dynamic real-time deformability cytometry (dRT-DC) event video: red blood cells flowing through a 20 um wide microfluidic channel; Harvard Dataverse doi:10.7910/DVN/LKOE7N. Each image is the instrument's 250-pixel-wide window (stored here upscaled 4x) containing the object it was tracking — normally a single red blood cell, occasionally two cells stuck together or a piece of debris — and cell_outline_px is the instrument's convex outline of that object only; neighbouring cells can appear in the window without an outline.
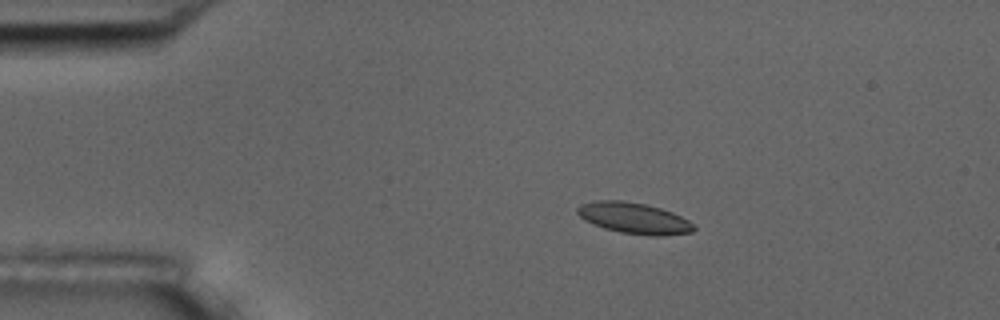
{"species": "common noctule bat (a hibernating species)", "species_latin": "Nyctalus noctula", "temperature_condition": "room temperature", "stored_images_in_passage": 6, "camera_frame_rate_fps": 3000, "um_per_image_px": 0.085, "animal": {"sex": "male", "body_mass_g": 17.5, "forearm_length_mm": 52.3}, "frame": {"image": 1, "passage_image": 3, "time_ms": 2.0, "image_size_px": [1000, 320], "cell_outline_px": [[696, 228], [692, 232], [664, 236], [648, 236], [620, 232], [604, 228], [584, 220], [576, 212], [576, 208], [580, 204], [596, 200], [620, 200], [644, 204], [660, 208], [672, 212], [688, 220]], "centroid_in_image_um": [53.87, 18.55], "position_along_channel_um": 31.1, "area_um2": 21.1}}
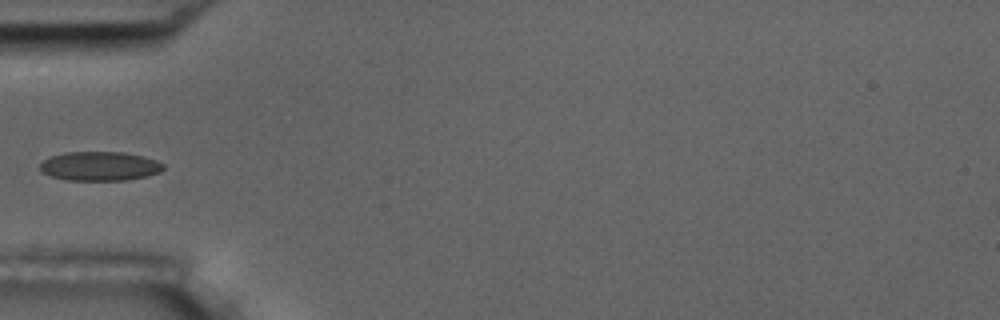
{"frame": {"image": 2, "passage_image": 5, "time_ms": 4.667, "image_size_px": [1000, 320], "cell_outline_px": [[164, 168], [160, 172], [148, 176], [128, 180], [64, 180], [40, 172], [40, 164], [44, 160], [52, 156], [64, 152], [124, 152], [144, 156], [156, 160], [164, 164]], "centroid_in_image_um": [8.49, 14.12], "position_along_channel_um": 76.5, "area_um2": 21.1}}